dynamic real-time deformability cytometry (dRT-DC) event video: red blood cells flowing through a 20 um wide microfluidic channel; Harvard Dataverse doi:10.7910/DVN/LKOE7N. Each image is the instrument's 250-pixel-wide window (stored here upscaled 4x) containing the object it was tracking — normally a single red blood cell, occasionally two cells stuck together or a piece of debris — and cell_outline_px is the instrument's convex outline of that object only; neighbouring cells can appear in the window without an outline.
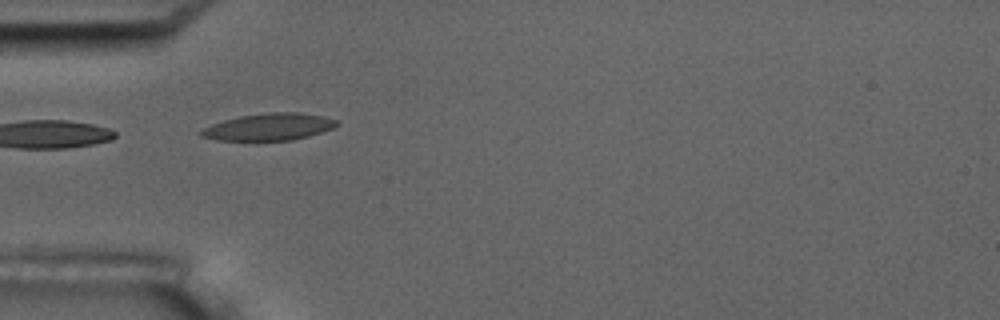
{"species": "common noctule bat (a hibernating species)", "species_latin": "Nyctalus noctula", "temperature_condition": "room temperature", "stored_images_in_passage": 13, "camera_frame_rate_fps": 3000, "um_per_image_px": 0.085, "animal": {"sex": "male", "body_mass_g": 17.5, "forearm_length_mm": 52.3}, "frame": {"image": 1, "passage_image": 3, "time_ms": 2.333, "image_size_px": [1000, 320], "cell_outline_px": [[336, 124], [332, 128], [308, 136], [292, 140], [216, 140], [200, 136], [196, 132], [212, 124], [224, 120], [240, 116], [268, 112], [300, 112], [320, 116], [336, 120]], "centroid_in_image_um": [22.79, 10.78], "position_along_channel_um": 62.2, "area_um2": 21.1}}
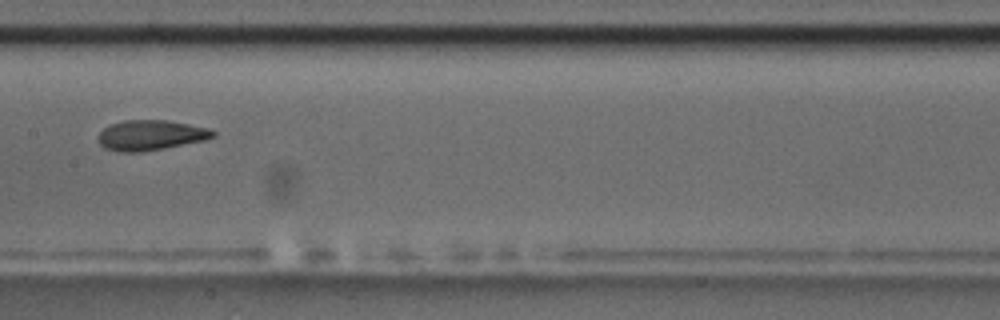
{"frame": {"image": 2, "passage_image": 6, "time_ms": 6.0, "image_size_px": [1000, 320], "cell_outline_px": [[216, 136], [204, 140], [164, 148], [140, 152], [120, 152], [104, 148], [100, 144], [100, 132], [104, 128], [112, 124], [124, 120], [168, 120], [208, 128], [216, 132]], "centroid_in_image_um": [12.83, 11.49], "position_along_channel_um": 194.6, "area_um2": 20.0}, "authors_computed_cell_mechanics": {"area_um2": 20.808, "velocity_mm_per_s": 3.6577, "shape_relaxation_time_tau1_ms": 3.0562, "shape_relaxation_time_tau2_ms": null, "deformation_change_tau1": 0.1046, "deformation_change_tau2": null}}